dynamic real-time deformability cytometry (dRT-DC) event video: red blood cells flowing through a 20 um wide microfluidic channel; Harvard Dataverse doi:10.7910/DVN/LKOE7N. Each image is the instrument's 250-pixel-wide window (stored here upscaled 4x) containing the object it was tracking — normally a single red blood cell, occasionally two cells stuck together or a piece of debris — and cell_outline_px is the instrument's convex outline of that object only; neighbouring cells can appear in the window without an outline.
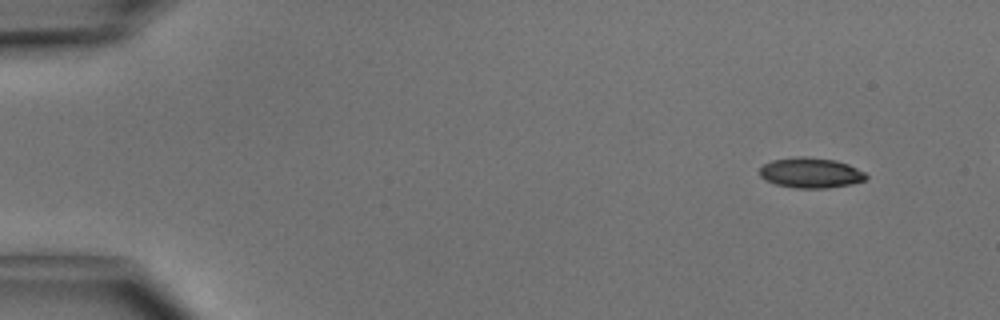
{"species": "common noctule bat (a hibernating species)", "species_latin": "Nyctalus noctula", "temperature_condition": "cold", "stored_images_in_passage": 44, "camera_frame_rate_fps": 3000, "um_per_image_px": 0.085, "animal": {"sex": "male", "body_mass_g": 15.6}, "frame": {"image": 1, "passage_image": 1, "time_ms": 0.0, "image_size_px": [1000, 320], "cell_outline_px": [[868, 176], [864, 180], [852, 184], [828, 188], [796, 188], [776, 184], [764, 180], [760, 176], [760, 168], [764, 164], [772, 160], [800, 156], [804, 156], [836, 160], [848, 164], [864, 172]], "centroid_in_image_um": [68.9, 14.69], "position_along_channel_um": 16.1, "area_um2": 18.79}}
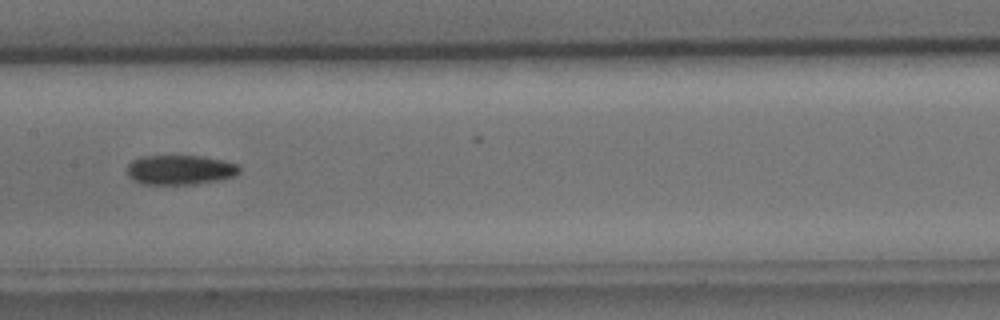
{"frame": {"image": 2, "passage_image": 22, "time_ms": 7.0, "image_size_px": [1000, 320], "cell_outline_px": [[240, 172], [236, 176], [220, 180], [196, 184], [144, 184], [132, 180], [128, 176], [128, 164], [132, 160], [140, 156], [204, 156], [224, 160], [240, 164]], "centroid_in_image_um": [15.35, 14.43], "position_along_channel_um": 192.0, "area_um2": 19.71}}
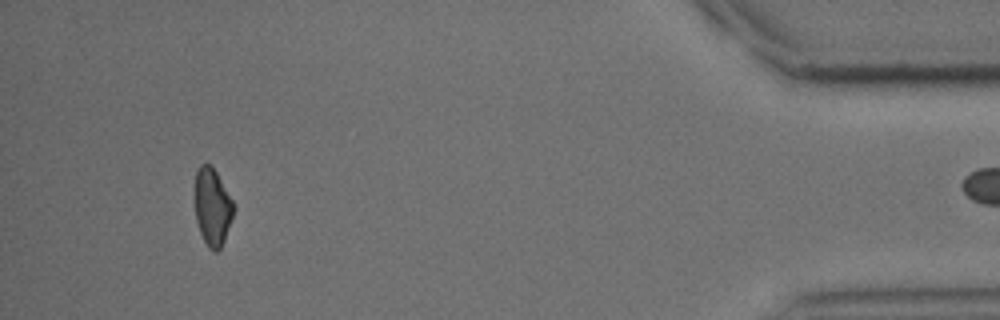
{"frame": {"image": 3, "passage_image": 43, "time_ms": 14.0, "image_size_px": [1000, 320], "cell_outline_px": [[232, 216], [224, 240], [220, 248], [216, 252], [212, 252], [208, 248], [200, 232], [196, 220], [192, 188], [196, 168], [200, 164], [208, 164], [216, 172], [232, 200]], "centroid_in_image_um": [17.97, 17.56], "position_along_channel_um": 417.2, "area_um2": 17.63}}